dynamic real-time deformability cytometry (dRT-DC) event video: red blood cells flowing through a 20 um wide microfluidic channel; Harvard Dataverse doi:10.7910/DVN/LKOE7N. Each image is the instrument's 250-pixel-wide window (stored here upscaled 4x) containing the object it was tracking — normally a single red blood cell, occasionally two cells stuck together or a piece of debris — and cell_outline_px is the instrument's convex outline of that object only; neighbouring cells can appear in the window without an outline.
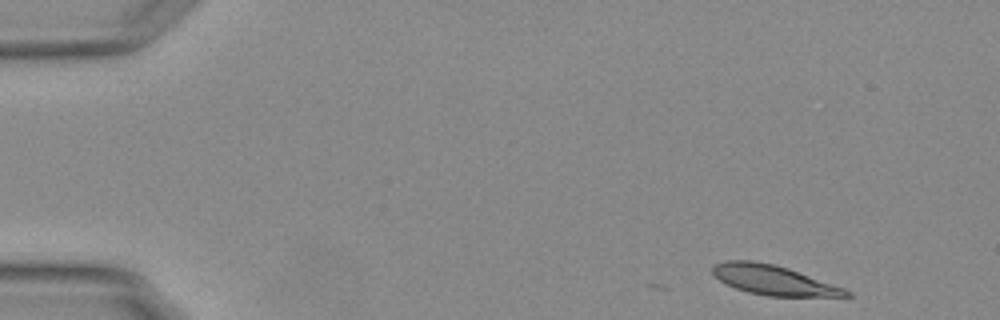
{"species": "Egyptian fruit bat (a non-hibernating species)", "species_latin": "Rousettus aegyptiacus", "temperature_condition": "warm", "stored_images_in_passage": 2, "camera_frame_rate_fps": 3000, "um_per_image_px": 0.085, "animal": {"sex": "female"}, "frame": {"image": 1, "passage_image": 2, "time_ms": 0.333, "image_size_px": [1000, 320], "cell_outline_px": [[852, 296], [768, 296], [748, 292], [736, 288], [720, 280], [712, 272], [712, 268], [716, 264], [728, 260], [748, 260], [772, 264], [788, 268], [844, 288], [852, 292]], "centroid_in_image_um": [65.76, 23.81], "position_along_channel_um": 19.2, "area_um2": 22.66}}